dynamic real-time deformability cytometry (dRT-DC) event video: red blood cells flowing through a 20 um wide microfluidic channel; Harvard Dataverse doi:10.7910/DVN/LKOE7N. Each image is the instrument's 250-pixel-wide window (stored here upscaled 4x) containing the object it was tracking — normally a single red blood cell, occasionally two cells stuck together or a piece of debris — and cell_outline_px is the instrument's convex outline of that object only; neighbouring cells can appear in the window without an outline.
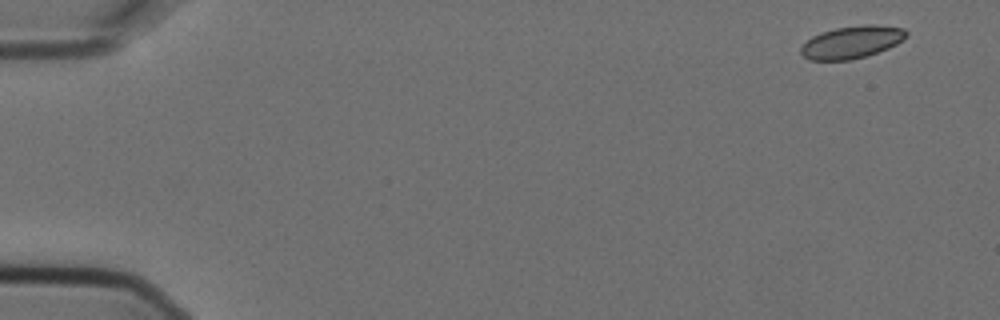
{"species": "Egyptian fruit bat (a non-hibernating species)", "species_latin": "Rousettus aegyptiacus", "temperature_condition": "cold", "stored_images_in_passage": 6, "segment_of_instrument_passage": [1, 2], "camera_frame_rate_fps": 3000, "um_per_image_px": 0.085, "animal": {"sex": "female"}, "frame": {"image": 1, "passage_image": 1, "time_ms": 0.0, "image_size_px": [1000, 320], "cell_outline_px": [[908, 36], [904, 40], [888, 48], [852, 60], [808, 60], [800, 52], [800, 48], [812, 36], [820, 32], [836, 28], [864, 24], [872, 24], [904, 28], [908, 32]], "centroid_in_image_um": [72.41, 3.57], "position_along_channel_um": 12.6, "area_um2": 19.94}}
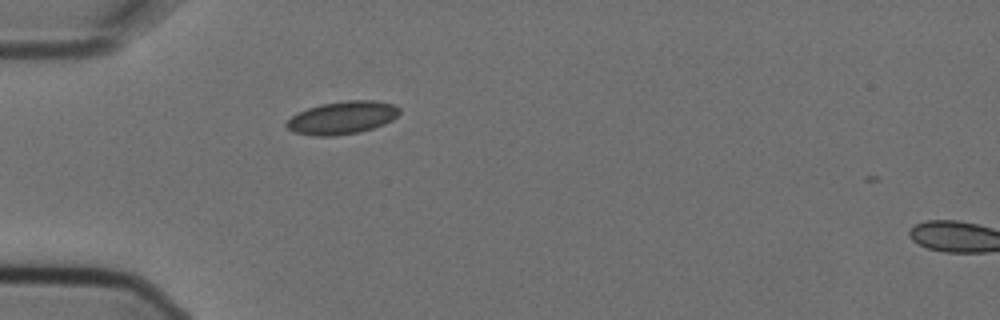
{"frame": {"image": 2, "passage_image": 5, "time_ms": 1.333, "image_size_px": [1000, 320], "cell_outline_px": [[400, 112], [392, 120], [384, 124], [360, 132], [332, 136], [312, 136], [292, 132], [284, 124], [292, 116], [308, 108], [320, 104], [344, 100], [376, 100], [392, 104], [400, 108]], "centroid_in_image_um": [29.08, 10.0], "position_along_channel_um": 55.9, "area_um2": 21.68}}